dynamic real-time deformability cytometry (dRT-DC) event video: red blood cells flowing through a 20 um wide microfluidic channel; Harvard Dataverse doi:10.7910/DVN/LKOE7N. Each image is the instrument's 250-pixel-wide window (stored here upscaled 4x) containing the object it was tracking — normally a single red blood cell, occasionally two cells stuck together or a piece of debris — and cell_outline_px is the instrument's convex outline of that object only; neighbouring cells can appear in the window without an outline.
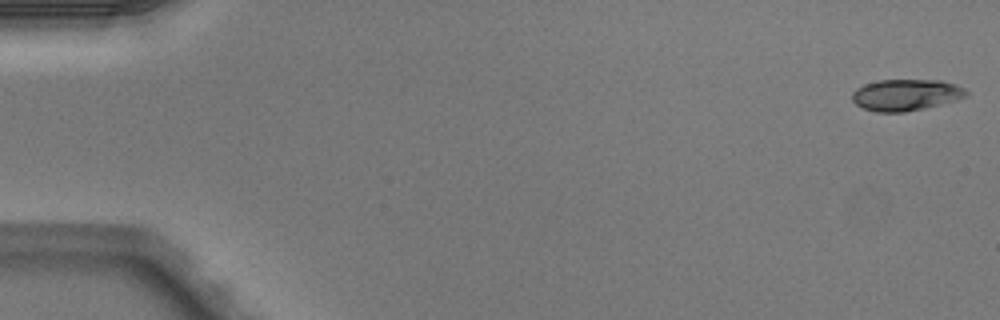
{"species": "Egyptian fruit bat (a non-hibernating species)", "species_latin": "Rousettus aegyptiacus", "temperature_condition": "warm", "stored_images_in_passage": 50, "camera_frame_rate_fps": 3000, "um_per_image_px": 0.085, "animal": {"sex": "male"}, "frame": {"image": 1, "passage_image": 1, "time_ms": 0.0, "image_size_px": [1000, 320], "cell_outline_px": [[968, 96], [956, 100], [924, 108], [904, 112], [876, 112], [864, 108], [856, 104], [852, 100], [852, 92], [856, 88], [864, 84], [880, 80], [940, 80], [956, 84], [964, 88], [968, 92]], "centroid_in_image_um": [77.0, 8.06], "position_along_channel_um": 8.0, "area_um2": 20.92}}
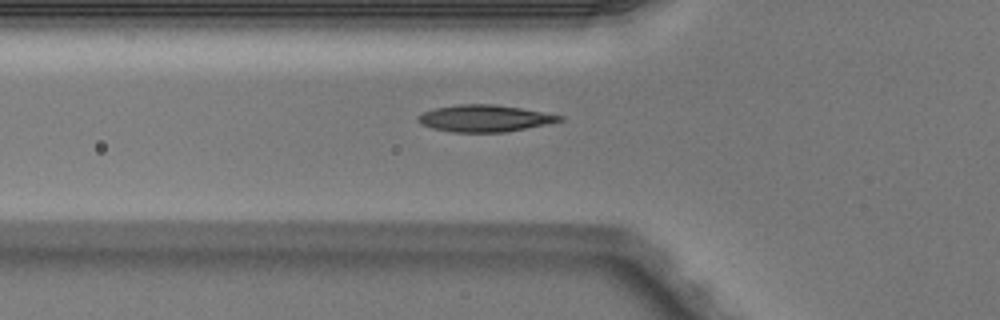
{"frame": {"image": 2, "passage_image": 18, "time_ms": 5.667, "image_size_px": [1000, 320], "cell_outline_px": [[564, 120], [548, 124], [504, 132], [452, 132], [432, 128], [420, 124], [416, 120], [416, 116], [424, 112], [436, 108], [456, 104], [496, 104], [544, 112], [564, 116]], "centroid_in_image_um": [41.18, 10.05], "position_along_channel_um": 84.6, "area_um2": 22.2}}
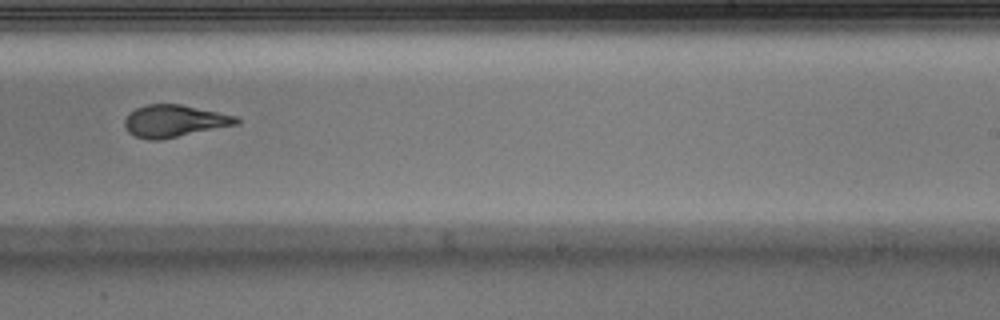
{"frame": {"image": 3, "passage_image": 32, "time_ms": 10.333, "image_size_px": [1000, 320], "cell_outline_px": [[240, 124], [156, 140], [148, 140], [136, 136], [128, 132], [124, 124], [124, 120], [128, 112], [144, 104], [180, 104], [236, 116], [240, 120]], "centroid_in_image_um": [14.78, 10.27], "position_along_channel_um": 274.2, "area_um2": 20.81}, "authors_computed_cell_mechanics": {"area_um2": 21.1548, "velocity_mm_per_s": 4.0484, "shape_relaxation_time_tau1_ms": null, "shape_relaxation_time_tau2_ms": 1.3346, "deformation_change_tau1": null, "deformation_change_tau2": 0.0761}}